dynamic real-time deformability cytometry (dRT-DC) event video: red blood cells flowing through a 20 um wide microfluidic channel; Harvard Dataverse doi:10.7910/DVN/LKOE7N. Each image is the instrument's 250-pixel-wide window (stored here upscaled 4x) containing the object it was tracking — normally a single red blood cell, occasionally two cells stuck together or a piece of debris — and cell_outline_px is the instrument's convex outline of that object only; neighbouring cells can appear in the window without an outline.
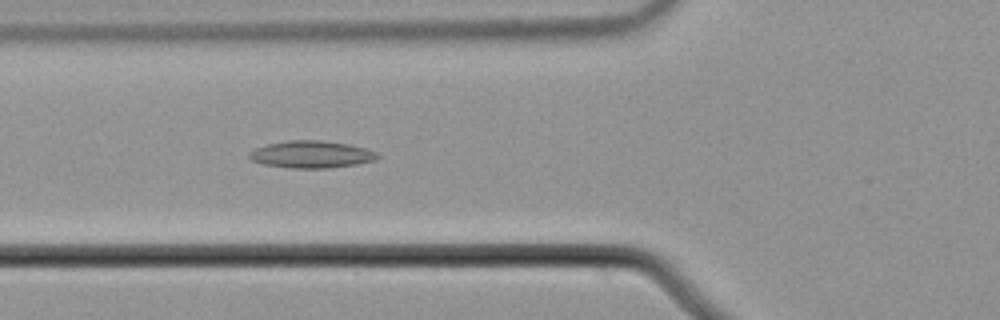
{"species": "common noctule bat (a hibernating species)", "species_latin": "Nyctalus noctula", "temperature_condition": "cold", "stored_images_in_passage": 57, "camera_frame_rate_fps": 3000, "um_per_image_px": 0.085, "animal": {"sex": "male", "body_mass_g": 21.5, "forearm_length_mm": 52.0}, "frame": {"image": 1, "passage_image": 22, "time_ms": 7.0, "image_size_px": [1000, 320], "cell_outline_px": [[380, 156], [376, 160], [356, 164], [328, 168], [288, 168], [264, 164], [252, 160], [248, 156], [248, 152], [256, 148], [268, 144], [288, 140], [320, 140], [348, 144], [364, 148], [376, 152]], "centroid_in_image_um": [26.46, 13.12], "position_along_channel_um": 99.3, "area_um2": 20.23}}
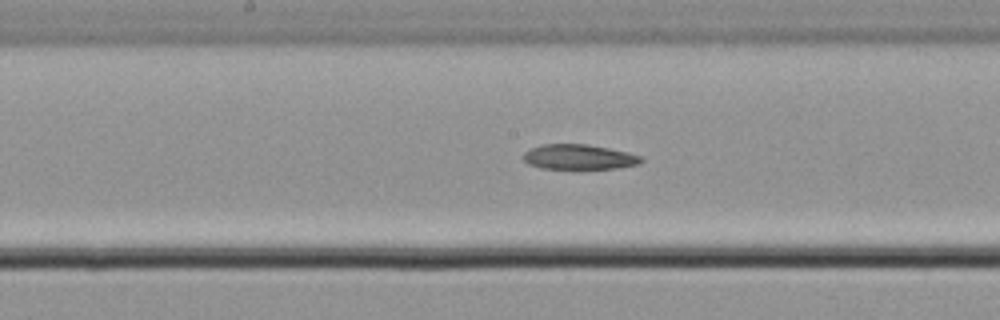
{"frame": {"image": 2, "passage_image": 30, "time_ms": 9.667, "image_size_px": [1000, 320], "cell_outline_px": [[644, 160], [640, 164], [616, 168], [576, 172], [540, 168], [528, 164], [524, 160], [524, 152], [532, 148], [544, 144], [588, 144], [628, 152], [640, 156]], "centroid_in_image_um": [49.22, 13.4], "position_along_channel_um": 199.0, "area_um2": 18.09}}
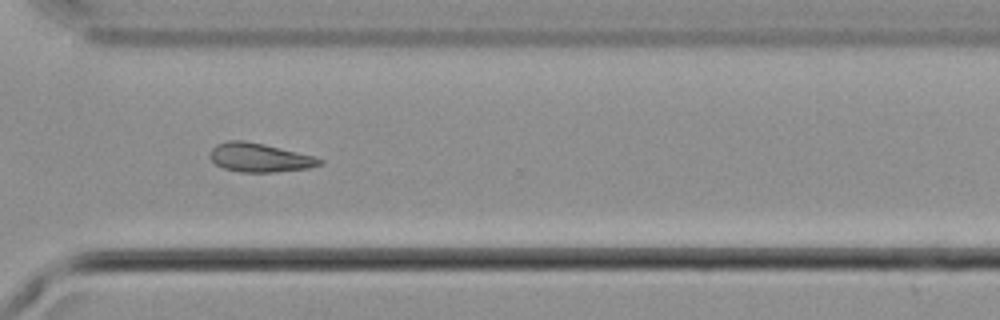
{"frame": {"image": 3, "passage_image": 42, "time_ms": 13.667, "image_size_px": [1000, 320], "cell_outline_px": [[324, 164], [308, 168], [276, 172], [240, 172], [224, 168], [216, 164], [208, 156], [208, 152], [216, 144], [228, 140], [244, 140], [264, 144], [312, 156], [324, 160]], "centroid_in_image_um": [22.03, 13.39], "position_along_channel_um": 348.6, "area_um2": 18.44}}